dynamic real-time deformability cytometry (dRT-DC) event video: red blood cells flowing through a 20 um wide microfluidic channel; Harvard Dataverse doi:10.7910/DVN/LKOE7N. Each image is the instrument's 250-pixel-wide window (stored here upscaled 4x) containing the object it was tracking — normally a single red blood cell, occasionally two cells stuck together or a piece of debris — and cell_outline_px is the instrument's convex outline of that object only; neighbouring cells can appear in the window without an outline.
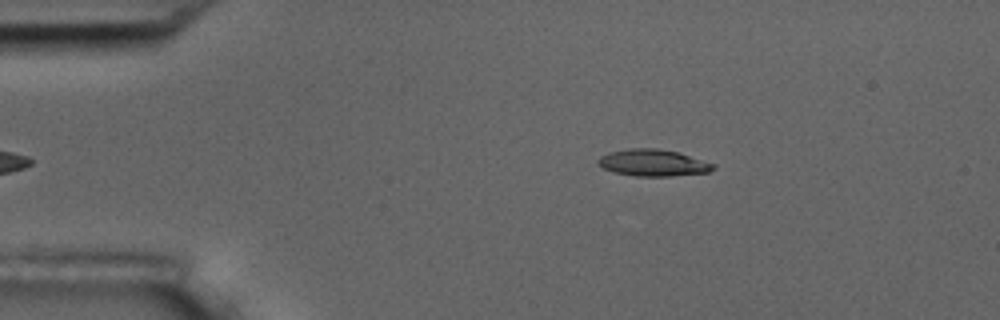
{"species": "common noctule bat (a hibernating species)", "species_latin": "Nyctalus noctula", "temperature_condition": "room temperature", "stored_images_in_passage": 48, "camera_frame_rate_fps": 3000, "um_per_image_px": 0.085, "animal": {"sex": "male", "body_mass_g": 17.5, "forearm_length_mm": 52.3}, "frame": {"image": 1, "passage_image": 2, "time_ms": 0.333, "image_size_px": [1000, 320], "cell_outline_px": [[716, 168], [708, 172], [672, 176], [636, 176], [616, 172], [604, 168], [596, 164], [596, 160], [600, 156], [608, 152], [628, 148], [656, 148], [676, 152], [716, 164]], "centroid_in_image_um": [55.48, 13.83], "position_along_channel_um": 29.5, "area_um2": 17.92}}
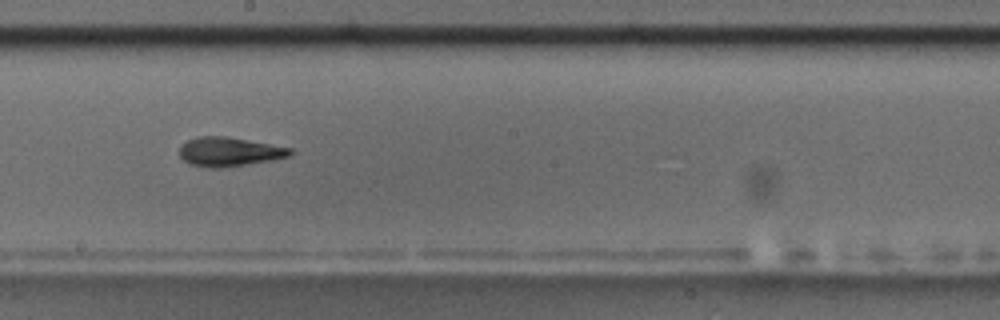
{"frame": {"image": 2, "passage_image": 23, "time_ms": 7.333, "image_size_px": [1000, 320], "cell_outline_px": [[292, 152], [288, 156], [272, 160], [220, 168], [212, 168], [188, 164], [180, 156], [180, 144], [188, 140], [200, 136], [224, 136], [292, 148]], "centroid_in_image_um": [19.44, 12.9], "position_along_channel_um": 228.8, "area_um2": 18.55}}
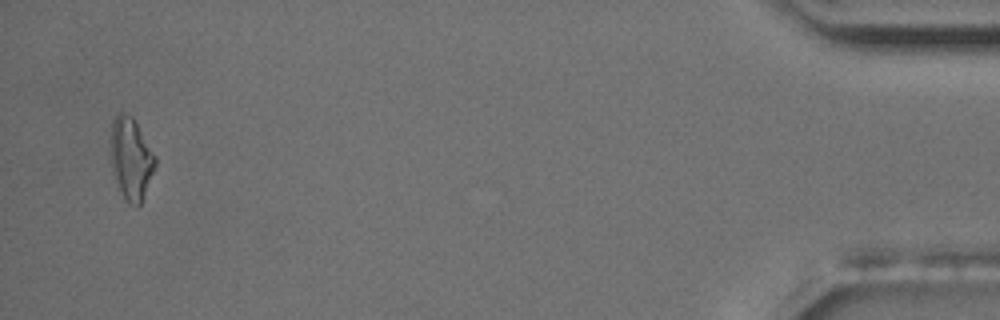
{"frame": {"image": 3, "passage_image": 46, "time_ms": 15.0, "image_size_px": [1000, 320], "cell_outline_px": [[156, 164], [144, 196], [140, 204], [136, 208], [128, 204], [112, 172], [108, 144], [112, 120], [120, 112], [124, 112], [132, 116], [156, 156]], "centroid_in_image_um": [11.1, 13.46], "position_along_channel_um": 424.1, "area_um2": 21.62}, "authors_computed_cell_mechanics": {"area_um2": 18.2359, "velocity_mm_per_s": 3.6297, "shape_relaxation_time_tau1_ms": null, "shape_relaxation_time_tau2_ms": 5.5224, "deformation_change_tau1": null, "deformation_change_tau2": 0.1672}}